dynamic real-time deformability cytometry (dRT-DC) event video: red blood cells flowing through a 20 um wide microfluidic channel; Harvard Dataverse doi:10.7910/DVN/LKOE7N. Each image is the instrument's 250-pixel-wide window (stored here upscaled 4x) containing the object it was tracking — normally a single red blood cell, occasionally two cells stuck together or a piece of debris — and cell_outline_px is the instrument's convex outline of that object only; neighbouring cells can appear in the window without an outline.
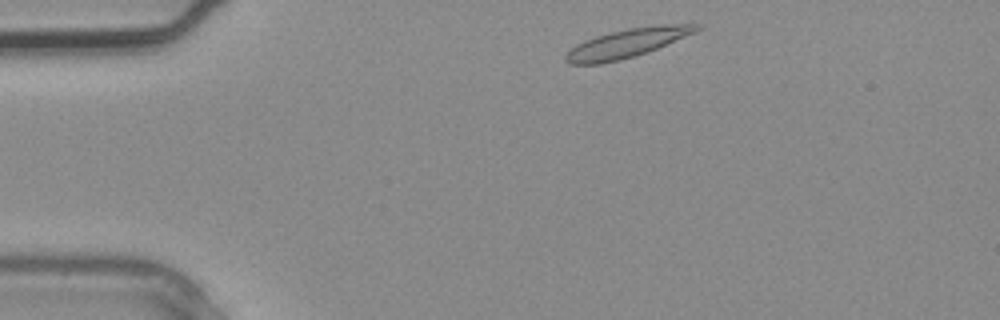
{"species": "common noctule bat (a hibernating species)", "species_latin": "Nyctalus noctula", "temperature_condition": "warm", "stored_images_in_passage": 3, "camera_frame_rate_fps": 3000, "um_per_image_px": 0.085, "animal": {"sex": "male", "body_mass_g": 20.4}, "frame": {"image": 1, "passage_image": 1, "time_ms": 0.0, "image_size_px": [1000, 320], "cell_outline_px": [[700, 28], [696, 32], [648, 52], [620, 60], [600, 64], [568, 64], [564, 60], [564, 56], [576, 44], [584, 40], [596, 36], [628, 28], [660, 24], [700, 24]], "centroid_in_image_um": [53.29, 3.67], "position_along_channel_um": 31.7, "area_um2": 21.91}}